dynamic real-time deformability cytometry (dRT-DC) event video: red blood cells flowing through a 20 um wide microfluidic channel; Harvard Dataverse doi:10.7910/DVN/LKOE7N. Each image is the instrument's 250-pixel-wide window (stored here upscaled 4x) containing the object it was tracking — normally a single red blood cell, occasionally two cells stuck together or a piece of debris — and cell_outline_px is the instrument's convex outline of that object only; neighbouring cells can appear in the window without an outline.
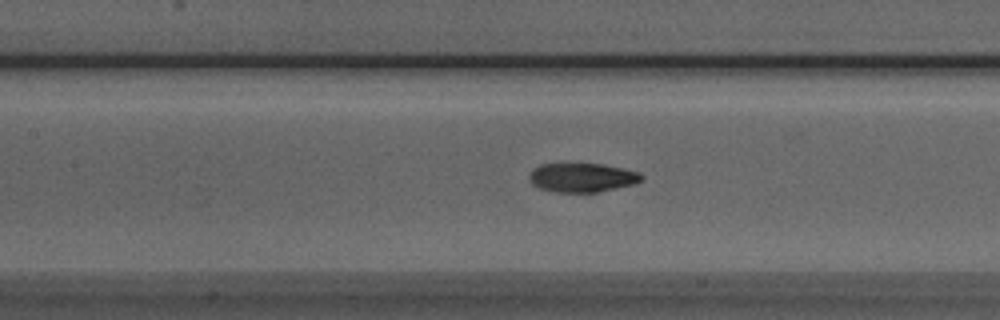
{"species": "Egyptian fruit bat (a non-hibernating species)", "species_latin": "Rousettus aegyptiacus", "temperature_condition": "room temperature", "stored_images_in_passage": 40, "segment_of_instrument_passage": [1, 2], "camera_frame_rate_fps": 3000, "um_per_image_px": 0.085, "animal": {"sex": "male"}, "frame": {"image": 1, "passage_image": 8, "time_ms": 2.333, "image_size_px": [1000, 320], "cell_outline_px": [[644, 180], [636, 184], [596, 192], [556, 192], [540, 188], [532, 184], [528, 180], [528, 176], [532, 168], [540, 164], [604, 164], [624, 168], [640, 172], [644, 176]], "centroid_in_image_um": [49.5, 15.09], "position_along_channel_um": 157.9, "area_um2": 19.25}}
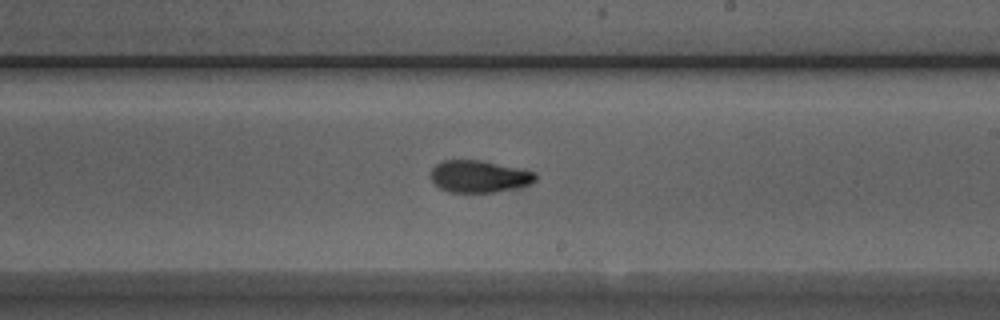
{"frame": {"image": 2, "passage_image": 15, "time_ms": 4.667, "image_size_px": [1000, 320], "cell_outline_px": [[536, 180], [520, 188], [496, 192], [448, 192], [440, 188], [432, 180], [432, 168], [436, 164], [444, 160], [480, 160], [516, 168], [532, 172], [536, 176]], "centroid_in_image_um": [40.71, 15.01], "position_along_channel_um": 248.3, "area_um2": 19.31}}
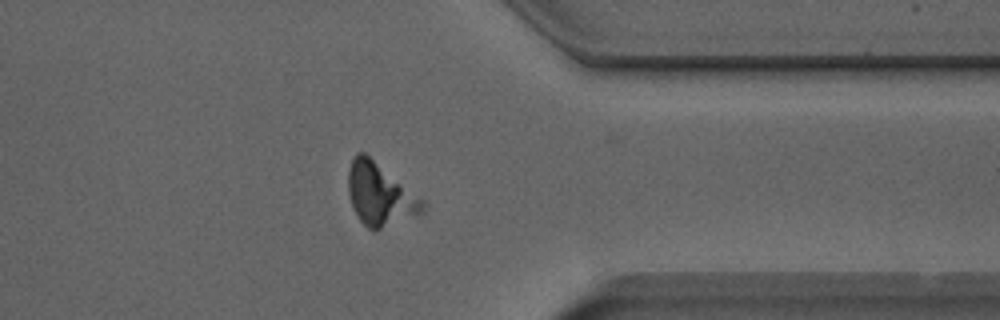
{"frame": {"image": 3, "passage_image": 26, "time_ms": 8.333, "image_size_px": [1000, 320], "cell_outline_px": [[424, 212], [376, 232], [368, 228], [360, 220], [352, 208], [348, 192], [348, 172], [352, 160], [356, 152], [364, 152], [424, 200]], "centroid_in_image_um": [32.28, 16.56], "position_along_channel_um": 379.1, "area_um2": 26.99}}